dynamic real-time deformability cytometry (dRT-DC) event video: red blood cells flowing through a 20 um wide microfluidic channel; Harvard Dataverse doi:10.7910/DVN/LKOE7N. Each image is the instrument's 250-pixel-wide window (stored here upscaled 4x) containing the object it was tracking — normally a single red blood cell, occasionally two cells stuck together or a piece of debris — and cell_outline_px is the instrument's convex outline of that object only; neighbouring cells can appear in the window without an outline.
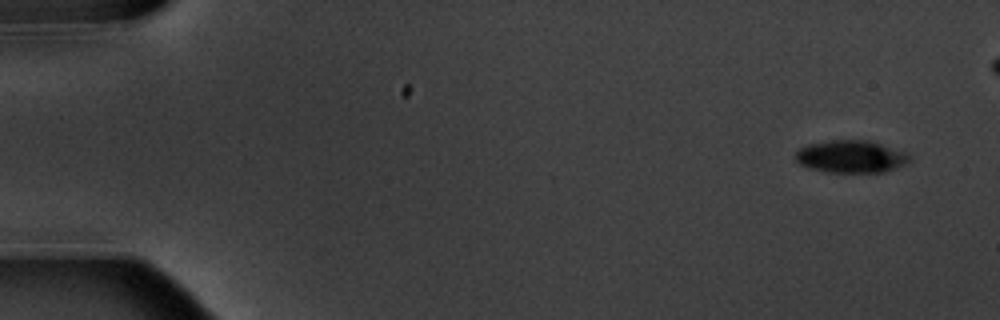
{"species": "common noctule bat (a hibernating species)", "species_latin": "Nyctalus noctula", "temperature_condition": "warm", "stored_images_in_passage": 14, "camera_frame_rate_fps": 3000, "um_per_image_px": 0.085, "animal": {"sex": "male", "body_mass_g": 20.1, "forearm_length_mm": 53.5}, "frame": {"image": 1, "passage_image": 1, "time_ms": 0.0, "image_size_px": [1000, 320], "cell_outline_px": [[912, 160], [908, 164], [884, 172], [824, 172], [808, 168], [800, 164], [796, 160], [796, 152], [800, 148], [808, 144], [832, 140], [868, 140], [908, 152], [912, 156]], "centroid_in_image_um": [72.39, 13.31], "position_along_channel_um": 12.6, "area_um2": 21.85}}
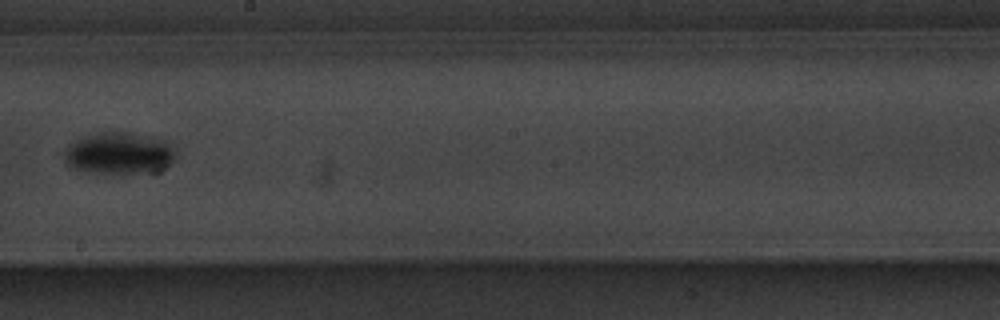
{"frame": {"image": 2, "passage_image": 9, "time_ms": 10.0, "image_size_px": [1000, 320], "cell_outline_px": [[180, 156], [172, 164], [156, 172], [120, 176], [88, 172], [76, 168], [68, 164], [64, 160], [64, 148], [68, 144], [76, 140], [100, 132], [128, 132], [160, 136], [172, 140]], "centroid_in_image_um": [10.29, 13.05], "position_along_channel_um": 237.9, "area_um2": 28.96}}
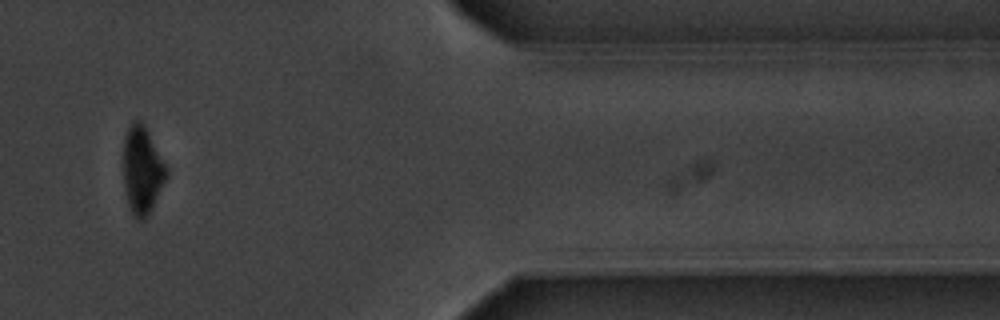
{"frame": {"image": 3, "passage_image": 13, "time_ms": 15.333, "image_size_px": [1000, 320], "cell_outline_px": [[168, 176], [152, 208], [140, 220], [132, 212], [128, 204], [124, 188], [124, 136], [132, 120], [140, 120], [144, 124], [168, 168]], "centroid_in_image_um": [12.1, 14.41], "position_along_channel_um": 399.3, "area_um2": 21.73}}